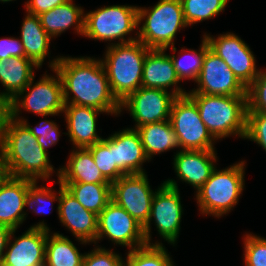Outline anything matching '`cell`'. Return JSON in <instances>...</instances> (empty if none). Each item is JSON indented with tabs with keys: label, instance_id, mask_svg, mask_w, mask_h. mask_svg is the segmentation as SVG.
I'll return each instance as SVG.
<instances>
[{
	"label": "cell",
	"instance_id": "obj_35",
	"mask_svg": "<svg viewBox=\"0 0 266 266\" xmlns=\"http://www.w3.org/2000/svg\"><path fill=\"white\" fill-rule=\"evenodd\" d=\"M247 112L266 114V71H261L247 87Z\"/></svg>",
	"mask_w": 266,
	"mask_h": 266
},
{
	"label": "cell",
	"instance_id": "obj_5",
	"mask_svg": "<svg viewBox=\"0 0 266 266\" xmlns=\"http://www.w3.org/2000/svg\"><path fill=\"white\" fill-rule=\"evenodd\" d=\"M145 20L140 27L139 24ZM180 0H159L151 9L138 7L137 40L149 49L167 50L176 53L174 39L177 31L187 27Z\"/></svg>",
	"mask_w": 266,
	"mask_h": 266
},
{
	"label": "cell",
	"instance_id": "obj_17",
	"mask_svg": "<svg viewBox=\"0 0 266 266\" xmlns=\"http://www.w3.org/2000/svg\"><path fill=\"white\" fill-rule=\"evenodd\" d=\"M57 212L60 223L67 227L81 244L97 243L98 215L85 209L61 183Z\"/></svg>",
	"mask_w": 266,
	"mask_h": 266
},
{
	"label": "cell",
	"instance_id": "obj_18",
	"mask_svg": "<svg viewBox=\"0 0 266 266\" xmlns=\"http://www.w3.org/2000/svg\"><path fill=\"white\" fill-rule=\"evenodd\" d=\"M215 150H181L174 155V170L179 179L192 185L196 192L216 168Z\"/></svg>",
	"mask_w": 266,
	"mask_h": 266
},
{
	"label": "cell",
	"instance_id": "obj_43",
	"mask_svg": "<svg viewBox=\"0 0 266 266\" xmlns=\"http://www.w3.org/2000/svg\"><path fill=\"white\" fill-rule=\"evenodd\" d=\"M11 177L3 148L0 145V186Z\"/></svg>",
	"mask_w": 266,
	"mask_h": 266
},
{
	"label": "cell",
	"instance_id": "obj_41",
	"mask_svg": "<svg viewBox=\"0 0 266 266\" xmlns=\"http://www.w3.org/2000/svg\"><path fill=\"white\" fill-rule=\"evenodd\" d=\"M67 1L68 0H28L25 2L26 12L39 16Z\"/></svg>",
	"mask_w": 266,
	"mask_h": 266
},
{
	"label": "cell",
	"instance_id": "obj_26",
	"mask_svg": "<svg viewBox=\"0 0 266 266\" xmlns=\"http://www.w3.org/2000/svg\"><path fill=\"white\" fill-rule=\"evenodd\" d=\"M20 38L25 57L41 68L44 59L49 55V44L52 38L42 27L39 16L27 13L21 26Z\"/></svg>",
	"mask_w": 266,
	"mask_h": 266
},
{
	"label": "cell",
	"instance_id": "obj_32",
	"mask_svg": "<svg viewBox=\"0 0 266 266\" xmlns=\"http://www.w3.org/2000/svg\"><path fill=\"white\" fill-rule=\"evenodd\" d=\"M208 49V43L203 36L202 44L198 52L193 49L191 50L182 48L181 53L183 52L184 54H186L184 55L185 57H183L182 59H180V55L177 58L175 54H173L172 56L170 55L173 62V66L180 81L184 79H189L194 80L196 82L202 68L203 58Z\"/></svg>",
	"mask_w": 266,
	"mask_h": 266
},
{
	"label": "cell",
	"instance_id": "obj_27",
	"mask_svg": "<svg viewBox=\"0 0 266 266\" xmlns=\"http://www.w3.org/2000/svg\"><path fill=\"white\" fill-rule=\"evenodd\" d=\"M147 158L150 160L155 154L178 148L177 136L169 120L145 124L136 129Z\"/></svg>",
	"mask_w": 266,
	"mask_h": 266
},
{
	"label": "cell",
	"instance_id": "obj_13",
	"mask_svg": "<svg viewBox=\"0 0 266 266\" xmlns=\"http://www.w3.org/2000/svg\"><path fill=\"white\" fill-rule=\"evenodd\" d=\"M154 194L146 173L126 174L111 183L112 200L142 226L148 222Z\"/></svg>",
	"mask_w": 266,
	"mask_h": 266
},
{
	"label": "cell",
	"instance_id": "obj_22",
	"mask_svg": "<svg viewBox=\"0 0 266 266\" xmlns=\"http://www.w3.org/2000/svg\"><path fill=\"white\" fill-rule=\"evenodd\" d=\"M30 179L11 176L0 186V225L17 230L26 220L25 197Z\"/></svg>",
	"mask_w": 266,
	"mask_h": 266
},
{
	"label": "cell",
	"instance_id": "obj_10",
	"mask_svg": "<svg viewBox=\"0 0 266 266\" xmlns=\"http://www.w3.org/2000/svg\"><path fill=\"white\" fill-rule=\"evenodd\" d=\"M169 121L181 150H215L214 138L203 123L197 105L187 96L177 97Z\"/></svg>",
	"mask_w": 266,
	"mask_h": 266
},
{
	"label": "cell",
	"instance_id": "obj_3",
	"mask_svg": "<svg viewBox=\"0 0 266 266\" xmlns=\"http://www.w3.org/2000/svg\"><path fill=\"white\" fill-rule=\"evenodd\" d=\"M139 40L129 43H111L102 64L112 94L122 102L130 93L142 86L144 60L150 51Z\"/></svg>",
	"mask_w": 266,
	"mask_h": 266
},
{
	"label": "cell",
	"instance_id": "obj_29",
	"mask_svg": "<svg viewBox=\"0 0 266 266\" xmlns=\"http://www.w3.org/2000/svg\"><path fill=\"white\" fill-rule=\"evenodd\" d=\"M87 210L99 215L112 200L111 184L61 183Z\"/></svg>",
	"mask_w": 266,
	"mask_h": 266
},
{
	"label": "cell",
	"instance_id": "obj_23",
	"mask_svg": "<svg viewBox=\"0 0 266 266\" xmlns=\"http://www.w3.org/2000/svg\"><path fill=\"white\" fill-rule=\"evenodd\" d=\"M57 174L60 183L111 184L98 169L88 148L72 150L66 166Z\"/></svg>",
	"mask_w": 266,
	"mask_h": 266
},
{
	"label": "cell",
	"instance_id": "obj_44",
	"mask_svg": "<svg viewBox=\"0 0 266 266\" xmlns=\"http://www.w3.org/2000/svg\"><path fill=\"white\" fill-rule=\"evenodd\" d=\"M9 115L8 105H0V145L3 140V128L6 117Z\"/></svg>",
	"mask_w": 266,
	"mask_h": 266
},
{
	"label": "cell",
	"instance_id": "obj_1",
	"mask_svg": "<svg viewBox=\"0 0 266 266\" xmlns=\"http://www.w3.org/2000/svg\"><path fill=\"white\" fill-rule=\"evenodd\" d=\"M49 66L61 77L64 104L89 106L105 114L121 113L120 102L112 94L101 59L60 56L49 62Z\"/></svg>",
	"mask_w": 266,
	"mask_h": 266
},
{
	"label": "cell",
	"instance_id": "obj_8",
	"mask_svg": "<svg viewBox=\"0 0 266 266\" xmlns=\"http://www.w3.org/2000/svg\"><path fill=\"white\" fill-rule=\"evenodd\" d=\"M53 71L56 73V78L44 74L39 81L33 84V77L31 82L8 102L10 117L20 119L21 108L43 117L59 115L63 112L65 105L63 84L58 72L55 69ZM20 98L23 99L20 100Z\"/></svg>",
	"mask_w": 266,
	"mask_h": 266
},
{
	"label": "cell",
	"instance_id": "obj_15",
	"mask_svg": "<svg viewBox=\"0 0 266 266\" xmlns=\"http://www.w3.org/2000/svg\"><path fill=\"white\" fill-rule=\"evenodd\" d=\"M196 83H198V88L187 94L247 96V88L238 80L224 60L210 49L205 53Z\"/></svg>",
	"mask_w": 266,
	"mask_h": 266
},
{
	"label": "cell",
	"instance_id": "obj_6",
	"mask_svg": "<svg viewBox=\"0 0 266 266\" xmlns=\"http://www.w3.org/2000/svg\"><path fill=\"white\" fill-rule=\"evenodd\" d=\"M245 161L212 172L196 192L199 210L204 215L223 216L237 205L244 189Z\"/></svg>",
	"mask_w": 266,
	"mask_h": 266
},
{
	"label": "cell",
	"instance_id": "obj_11",
	"mask_svg": "<svg viewBox=\"0 0 266 266\" xmlns=\"http://www.w3.org/2000/svg\"><path fill=\"white\" fill-rule=\"evenodd\" d=\"M104 237L130 251L146 245L143 226L113 200L98 215L96 241Z\"/></svg>",
	"mask_w": 266,
	"mask_h": 266
},
{
	"label": "cell",
	"instance_id": "obj_28",
	"mask_svg": "<svg viewBox=\"0 0 266 266\" xmlns=\"http://www.w3.org/2000/svg\"><path fill=\"white\" fill-rule=\"evenodd\" d=\"M47 233L45 266H82L85 254L63 234Z\"/></svg>",
	"mask_w": 266,
	"mask_h": 266
},
{
	"label": "cell",
	"instance_id": "obj_38",
	"mask_svg": "<svg viewBox=\"0 0 266 266\" xmlns=\"http://www.w3.org/2000/svg\"><path fill=\"white\" fill-rule=\"evenodd\" d=\"M245 138L256 142L266 152V114L247 112Z\"/></svg>",
	"mask_w": 266,
	"mask_h": 266
},
{
	"label": "cell",
	"instance_id": "obj_21",
	"mask_svg": "<svg viewBox=\"0 0 266 266\" xmlns=\"http://www.w3.org/2000/svg\"><path fill=\"white\" fill-rule=\"evenodd\" d=\"M63 113L67 122L66 134L74 147L88 148L103 139L96 132V122L98 115L105 112L89 106L65 104Z\"/></svg>",
	"mask_w": 266,
	"mask_h": 266
},
{
	"label": "cell",
	"instance_id": "obj_30",
	"mask_svg": "<svg viewBox=\"0 0 266 266\" xmlns=\"http://www.w3.org/2000/svg\"><path fill=\"white\" fill-rule=\"evenodd\" d=\"M125 266H173L172 258L162 243L145 245L129 250L125 259Z\"/></svg>",
	"mask_w": 266,
	"mask_h": 266
},
{
	"label": "cell",
	"instance_id": "obj_37",
	"mask_svg": "<svg viewBox=\"0 0 266 266\" xmlns=\"http://www.w3.org/2000/svg\"><path fill=\"white\" fill-rule=\"evenodd\" d=\"M17 121L23 122L30 132L37 138V142L41 145L46 153H48L47 148L55 145L60 137L59 128L54 121L44 120L41 121L36 127H32L23 118L15 119Z\"/></svg>",
	"mask_w": 266,
	"mask_h": 266
},
{
	"label": "cell",
	"instance_id": "obj_46",
	"mask_svg": "<svg viewBox=\"0 0 266 266\" xmlns=\"http://www.w3.org/2000/svg\"><path fill=\"white\" fill-rule=\"evenodd\" d=\"M10 1H13V0H0V2H10Z\"/></svg>",
	"mask_w": 266,
	"mask_h": 266
},
{
	"label": "cell",
	"instance_id": "obj_31",
	"mask_svg": "<svg viewBox=\"0 0 266 266\" xmlns=\"http://www.w3.org/2000/svg\"><path fill=\"white\" fill-rule=\"evenodd\" d=\"M188 26L211 19L223 12L229 0H180Z\"/></svg>",
	"mask_w": 266,
	"mask_h": 266
},
{
	"label": "cell",
	"instance_id": "obj_19",
	"mask_svg": "<svg viewBox=\"0 0 266 266\" xmlns=\"http://www.w3.org/2000/svg\"><path fill=\"white\" fill-rule=\"evenodd\" d=\"M166 50L151 49L144 60L142 87L163 89L167 91L169 87L176 97L187 95V92L180 88L178 83L180 79L173 66L170 55L165 53Z\"/></svg>",
	"mask_w": 266,
	"mask_h": 266
},
{
	"label": "cell",
	"instance_id": "obj_34",
	"mask_svg": "<svg viewBox=\"0 0 266 266\" xmlns=\"http://www.w3.org/2000/svg\"><path fill=\"white\" fill-rule=\"evenodd\" d=\"M57 180L59 183V191H58L59 193H57V194L59 196H56V193H54L55 192L54 190L52 191V188H50V187L48 188L45 186L39 187L37 185V181H32L29 184V189H28L27 195L25 197V207L28 205V207H30L31 210L37 214L48 213L47 211H45L46 206H44V205H46L47 202L48 203L50 202L48 205V207H49L53 204V201H59V198H60V181H59V179H57Z\"/></svg>",
	"mask_w": 266,
	"mask_h": 266
},
{
	"label": "cell",
	"instance_id": "obj_42",
	"mask_svg": "<svg viewBox=\"0 0 266 266\" xmlns=\"http://www.w3.org/2000/svg\"><path fill=\"white\" fill-rule=\"evenodd\" d=\"M11 232H12L11 228L4 225H0V264L3 260L5 253L4 250L7 248V243Z\"/></svg>",
	"mask_w": 266,
	"mask_h": 266
},
{
	"label": "cell",
	"instance_id": "obj_16",
	"mask_svg": "<svg viewBox=\"0 0 266 266\" xmlns=\"http://www.w3.org/2000/svg\"><path fill=\"white\" fill-rule=\"evenodd\" d=\"M49 227L44 221L31 226L20 237L12 230L4 253L2 266H42L45 264L46 240Z\"/></svg>",
	"mask_w": 266,
	"mask_h": 266
},
{
	"label": "cell",
	"instance_id": "obj_40",
	"mask_svg": "<svg viewBox=\"0 0 266 266\" xmlns=\"http://www.w3.org/2000/svg\"><path fill=\"white\" fill-rule=\"evenodd\" d=\"M10 57H25L21 40L14 37L0 38V60Z\"/></svg>",
	"mask_w": 266,
	"mask_h": 266
},
{
	"label": "cell",
	"instance_id": "obj_36",
	"mask_svg": "<svg viewBox=\"0 0 266 266\" xmlns=\"http://www.w3.org/2000/svg\"><path fill=\"white\" fill-rule=\"evenodd\" d=\"M245 236V266H266V239L251 233Z\"/></svg>",
	"mask_w": 266,
	"mask_h": 266
},
{
	"label": "cell",
	"instance_id": "obj_14",
	"mask_svg": "<svg viewBox=\"0 0 266 266\" xmlns=\"http://www.w3.org/2000/svg\"><path fill=\"white\" fill-rule=\"evenodd\" d=\"M176 98L170 91L141 86L120 102V108L121 111L127 108L136 122L134 129H137L145 124L169 120Z\"/></svg>",
	"mask_w": 266,
	"mask_h": 266
},
{
	"label": "cell",
	"instance_id": "obj_4",
	"mask_svg": "<svg viewBox=\"0 0 266 266\" xmlns=\"http://www.w3.org/2000/svg\"><path fill=\"white\" fill-rule=\"evenodd\" d=\"M197 105L200 117L215 140L236 135L245 137L247 96L187 94Z\"/></svg>",
	"mask_w": 266,
	"mask_h": 266
},
{
	"label": "cell",
	"instance_id": "obj_12",
	"mask_svg": "<svg viewBox=\"0 0 266 266\" xmlns=\"http://www.w3.org/2000/svg\"><path fill=\"white\" fill-rule=\"evenodd\" d=\"M203 36L209 49L224 60L246 88L262 71L256 69V60L249 46L234 33L220 34L217 38L208 34Z\"/></svg>",
	"mask_w": 266,
	"mask_h": 266
},
{
	"label": "cell",
	"instance_id": "obj_2",
	"mask_svg": "<svg viewBox=\"0 0 266 266\" xmlns=\"http://www.w3.org/2000/svg\"><path fill=\"white\" fill-rule=\"evenodd\" d=\"M11 176L32 181L49 179L54 171L48 153L20 121L6 117L1 144Z\"/></svg>",
	"mask_w": 266,
	"mask_h": 266
},
{
	"label": "cell",
	"instance_id": "obj_25",
	"mask_svg": "<svg viewBox=\"0 0 266 266\" xmlns=\"http://www.w3.org/2000/svg\"><path fill=\"white\" fill-rule=\"evenodd\" d=\"M41 25L51 37H56L65 32L71 26H75L76 32L83 36L85 14L81 7L73 4V0L56 6L55 8L39 15Z\"/></svg>",
	"mask_w": 266,
	"mask_h": 266
},
{
	"label": "cell",
	"instance_id": "obj_45",
	"mask_svg": "<svg viewBox=\"0 0 266 266\" xmlns=\"http://www.w3.org/2000/svg\"><path fill=\"white\" fill-rule=\"evenodd\" d=\"M0 105H8V102L0 97Z\"/></svg>",
	"mask_w": 266,
	"mask_h": 266
},
{
	"label": "cell",
	"instance_id": "obj_39",
	"mask_svg": "<svg viewBox=\"0 0 266 266\" xmlns=\"http://www.w3.org/2000/svg\"><path fill=\"white\" fill-rule=\"evenodd\" d=\"M82 266H125V261L112 250L96 247L85 253Z\"/></svg>",
	"mask_w": 266,
	"mask_h": 266
},
{
	"label": "cell",
	"instance_id": "obj_33",
	"mask_svg": "<svg viewBox=\"0 0 266 266\" xmlns=\"http://www.w3.org/2000/svg\"><path fill=\"white\" fill-rule=\"evenodd\" d=\"M98 169L103 176L110 182L117 181L121 176L126 175L115 163L113 150H110V136L96 142L88 147Z\"/></svg>",
	"mask_w": 266,
	"mask_h": 266
},
{
	"label": "cell",
	"instance_id": "obj_20",
	"mask_svg": "<svg viewBox=\"0 0 266 266\" xmlns=\"http://www.w3.org/2000/svg\"><path fill=\"white\" fill-rule=\"evenodd\" d=\"M110 150H113L114 163L125 174L145 173L142 168L147 158L140 135L134 128L123 129L110 136Z\"/></svg>",
	"mask_w": 266,
	"mask_h": 266
},
{
	"label": "cell",
	"instance_id": "obj_9",
	"mask_svg": "<svg viewBox=\"0 0 266 266\" xmlns=\"http://www.w3.org/2000/svg\"><path fill=\"white\" fill-rule=\"evenodd\" d=\"M182 204L177 182L172 179L164 181L155 191L148 222L143 226L147 245L151 241V221H155L158 233L170 244H175L179 236L182 218Z\"/></svg>",
	"mask_w": 266,
	"mask_h": 266
},
{
	"label": "cell",
	"instance_id": "obj_7",
	"mask_svg": "<svg viewBox=\"0 0 266 266\" xmlns=\"http://www.w3.org/2000/svg\"><path fill=\"white\" fill-rule=\"evenodd\" d=\"M138 28V7L127 5L104 6L85 14L84 34L90 39L129 43L137 40L132 36L125 39Z\"/></svg>",
	"mask_w": 266,
	"mask_h": 266
},
{
	"label": "cell",
	"instance_id": "obj_24",
	"mask_svg": "<svg viewBox=\"0 0 266 266\" xmlns=\"http://www.w3.org/2000/svg\"><path fill=\"white\" fill-rule=\"evenodd\" d=\"M33 67L39 68L27 57L0 60V82L6 91L0 92V97L9 102L21 92L35 77Z\"/></svg>",
	"mask_w": 266,
	"mask_h": 266
}]
</instances>
